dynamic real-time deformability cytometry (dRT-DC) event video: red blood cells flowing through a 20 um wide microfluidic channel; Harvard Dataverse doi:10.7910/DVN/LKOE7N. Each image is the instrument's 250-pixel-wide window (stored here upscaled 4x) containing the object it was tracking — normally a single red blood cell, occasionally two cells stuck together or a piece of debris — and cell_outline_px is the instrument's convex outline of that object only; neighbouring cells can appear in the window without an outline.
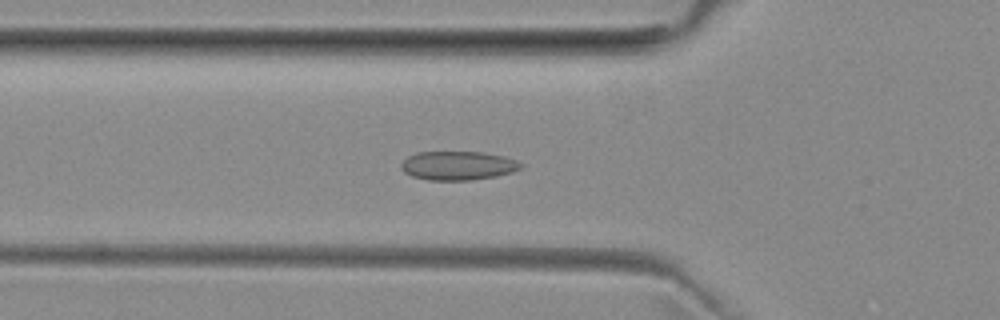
{"species": "common noctule bat (a hibernating species)", "species_latin": "Nyctalus noctula", "temperature_condition": "room temperature", "stored_images_in_passage": 32, "camera_frame_rate_fps": 3000, "um_per_image_px": 0.085, "animal": {"sex": "female", "body_mass_g": 29.2, "forearm_length_mm": 56.3}, "frame": {"image": 1, "passage_image": 8, "time_ms": 2.333, "image_size_px": [1000, 320], "cell_outline_px": [[524, 164], [520, 168], [512, 172], [496, 176], [472, 180], [428, 180], [412, 176], [404, 172], [400, 168], [400, 164], [408, 156], [416, 152], [484, 152], [504, 156], [516, 160]], "centroid_in_image_um": [38.92, 14.07], "position_along_channel_um": 86.9, "area_um2": 20.23}}
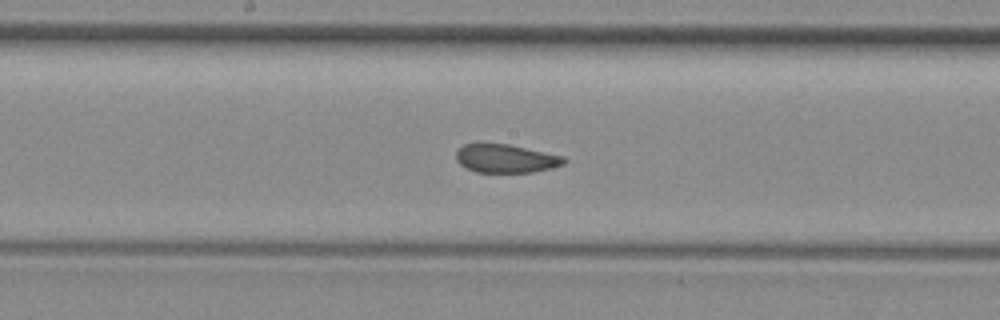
{"frame": {"image": 2, "passage_image": 17, "time_ms": 5.333, "image_size_px": [1000, 320], "cell_outline_px": [[568, 160], [564, 164], [552, 168], [532, 172], [476, 172], [460, 164], [456, 160], [456, 152], [464, 144], [480, 140], [508, 144], [564, 156]], "centroid_in_image_um": [42.96, 13.43], "position_along_channel_um": 205.2, "area_um2": 18.38}}
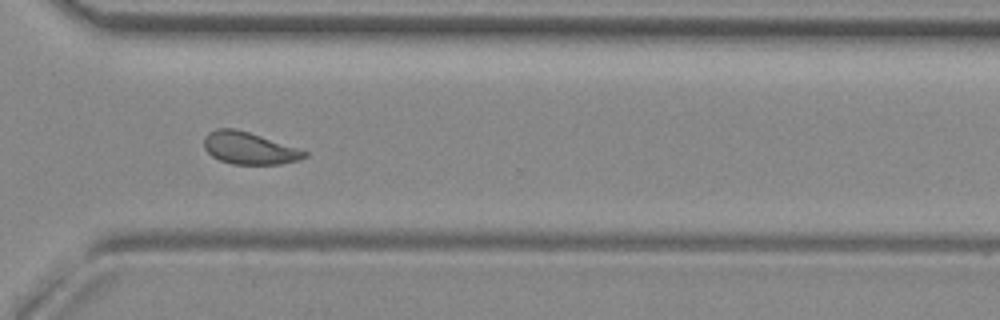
{"frame": {"image": 3, "passage_image": 28, "time_ms": 9.0, "image_size_px": [1000, 320], "cell_outline_px": [[308, 156], [300, 160], [280, 164], [232, 164], [220, 160], [212, 156], [204, 148], [204, 136], [208, 132], [216, 128], [236, 128], [308, 152]], "centroid_in_image_um": [21.14, 12.6], "position_along_channel_um": 349.5, "area_um2": 18.67}, "authors_computed_cell_mechanics": {"area_um2": 18.9584, "velocity_mm_per_s": 3.938, "shape_relaxation_time_tau1_ms": null, "shape_relaxation_time_tau2_ms": 1.4737, "deformation_change_tau1": null, "deformation_change_tau2": 0.0593}}